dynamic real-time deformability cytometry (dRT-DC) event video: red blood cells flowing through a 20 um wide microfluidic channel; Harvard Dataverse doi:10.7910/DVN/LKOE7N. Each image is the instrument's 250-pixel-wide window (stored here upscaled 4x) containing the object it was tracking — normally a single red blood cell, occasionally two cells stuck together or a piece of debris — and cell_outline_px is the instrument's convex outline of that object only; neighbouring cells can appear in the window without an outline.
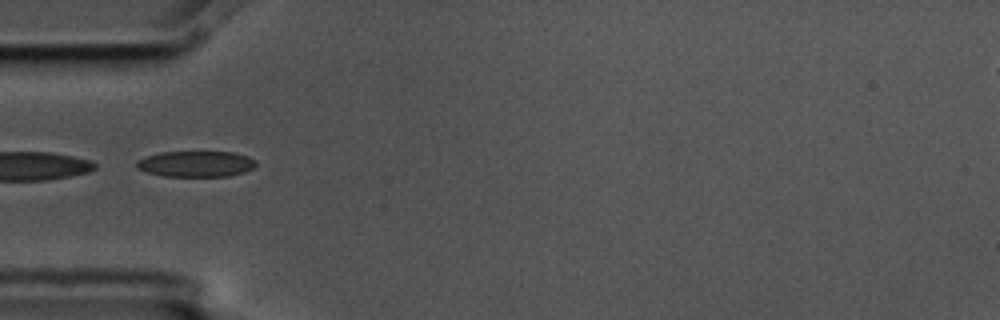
{"species": "common noctule bat (a hibernating species)", "species_latin": "Nyctalus noctula", "temperature_condition": "cold", "stored_images_in_passage": 6, "segment_of_instrument_passage": [2, 2], "camera_frame_rate_fps": 3000, "um_per_image_px": 0.085, "animal": {"sex": "male", "body_mass_g": 17.5, "forearm_length_mm": 52.3}, "frame": {"image": 1, "passage_image": 4, "time_ms": 1.0, "image_size_px": [1000, 320], "cell_outline_px": [[256, 164], [252, 168], [244, 172], [228, 176], [164, 176], [148, 172], [136, 168], [136, 160], [144, 156], [160, 152], [232, 152], [248, 156], [256, 160]], "centroid_in_image_um": [16.63, 13.92], "position_along_channel_um": 68.4, "area_um2": 18.03}}